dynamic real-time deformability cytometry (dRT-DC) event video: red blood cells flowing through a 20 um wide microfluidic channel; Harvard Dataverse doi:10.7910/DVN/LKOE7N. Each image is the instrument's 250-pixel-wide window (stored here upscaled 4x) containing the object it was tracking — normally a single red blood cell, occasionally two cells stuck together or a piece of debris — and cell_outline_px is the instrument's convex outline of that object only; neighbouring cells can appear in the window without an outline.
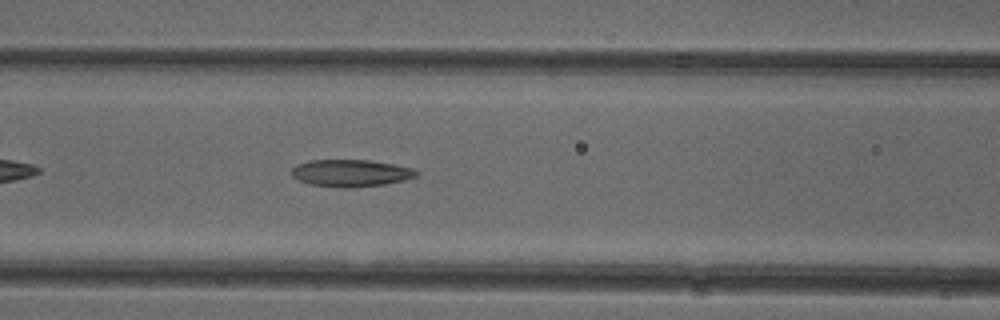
{"species": "common noctule bat (a hibernating species)", "species_latin": "Nyctalus noctula", "temperature_condition": "cold", "stored_images_in_passage": 36, "camera_frame_rate_fps": 3000, "um_per_image_px": 0.085, "animal": {"sex": "female"}, "frame": {"image": 1, "passage_image": 9, "time_ms": 2.667, "image_size_px": [1000, 320], "cell_outline_px": [[420, 172], [416, 176], [404, 180], [384, 184], [356, 188], [344, 188], [308, 184], [296, 180], [292, 176], [292, 168], [296, 164], [308, 160], [368, 160], [392, 164], [412, 168]], "centroid_in_image_um": [29.77, 14.72], "position_along_channel_um": 136.8, "area_um2": 19.88}}
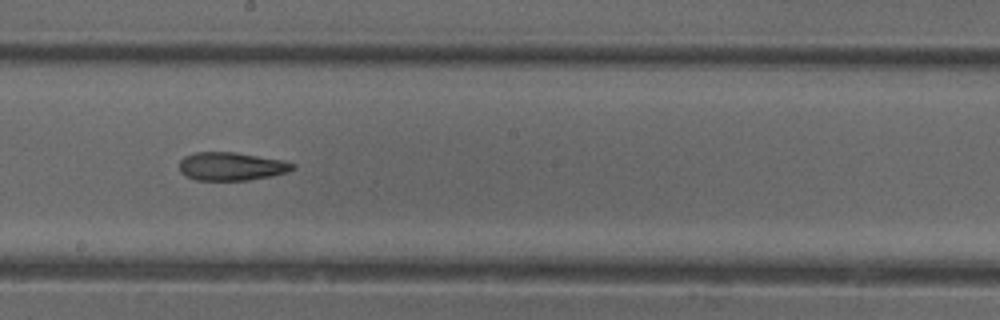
{"frame": {"image": 2, "passage_image": 16, "time_ms": 5.0, "image_size_px": [1000, 320], "cell_outline_px": [[296, 168], [288, 172], [272, 176], [248, 180], [196, 180], [180, 172], [180, 160], [184, 156], [196, 152], [236, 152], [284, 160], [296, 164]], "centroid_in_image_um": [19.71, 14.13], "position_along_channel_um": 228.5, "area_um2": 18.79}}
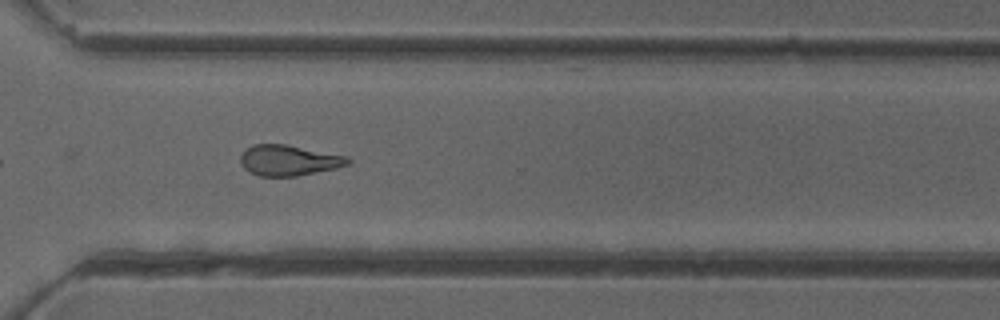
{"frame": {"image": 3, "passage_image": 25, "time_ms": 8.0, "image_size_px": [1000, 320], "cell_outline_px": [[352, 160], [348, 164], [336, 168], [296, 176], [260, 176], [248, 172], [240, 164], [240, 156], [244, 148], [252, 144], [284, 144], [348, 156]], "centroid_in_image_um": [24.5, 13.62], "position_along_channel_um": 346.1, "area_um2": 19.31}, "authors_computed_cell_mechanics": {"area_um2": 19.4786, "velocity_mm_per_s": 3.9392, "shape_relaxation_time_tau1_ms": null, "shape_relaxation_time_tau2_ms": 3.0458, "deformation_change_tau1": null, "deformation_change_tau2": 0.1207}}